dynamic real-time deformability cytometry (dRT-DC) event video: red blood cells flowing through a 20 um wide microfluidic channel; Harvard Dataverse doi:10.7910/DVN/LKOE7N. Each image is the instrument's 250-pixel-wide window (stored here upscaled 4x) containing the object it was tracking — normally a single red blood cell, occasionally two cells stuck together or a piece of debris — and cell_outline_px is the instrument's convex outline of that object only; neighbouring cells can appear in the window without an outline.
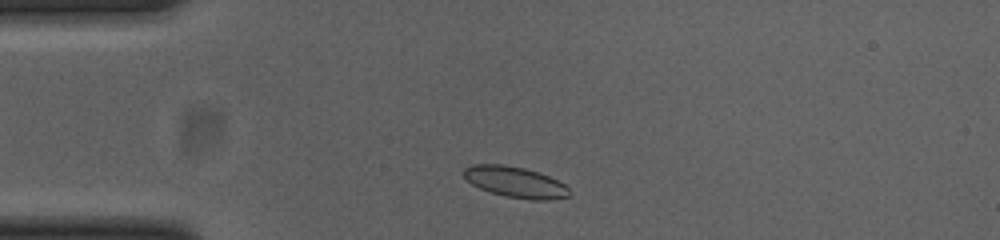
{"species": "common noctule bat (a hibernating species)", "species_latin": "Nyctalus noctula", "temperature_condition": "cold", "stored_images_in_passage": 43, "camera_frame_rate_fps": 3000, "um_per_image_px": 0.085, "animal": {"sex": "female", "body_mass_g": 23.0, "forearm_length_mm": 53.4}, "frame": {"image": 1, "passage_image": 3, "time_ms": 0.667, "image_size_px": [1000, 240], "cell_outline_px": [[572, 192], [568, 196], [548, 200], [532, 200], [508, 196], [492, 192], [480, 188], [472, 184], [460, 172], [464, 168], [472, 164], [504, 164], [524, 168], [548, 176], [564, 184]], "centroid_in_image_um": [43.77, 15.46], "position_along_channel_um": 41.2, "area_um2": 18.84}}
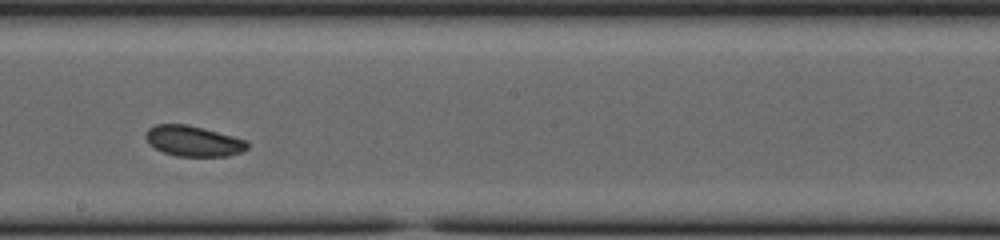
{"frame": {"image": 2, "passage_image": 20, "time_ms": 6.333, "image_size_px": [1000, 240], "cell_outline_px": [[248, 148], [240, 152], [228, 156], [176, 156], [164, 152], [148, 144], [144, 136], [148, 128], [156, 124], [188, 124], [204, 128], [248, 140]], "centroid_in_image_um": [16.42, 11.98], "position_along_channel_um": 231.8, "area_um2": 18.21}}
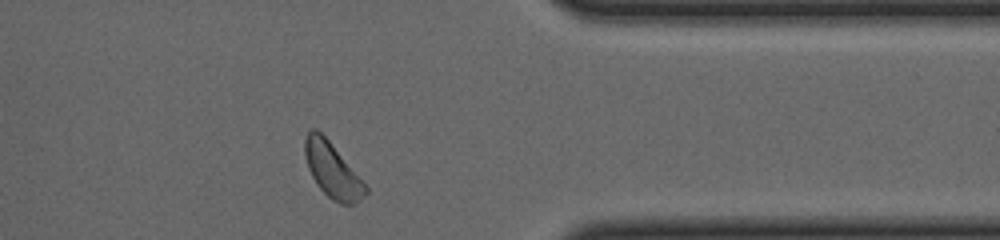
{"frame": {"image": 3, "passage_image": 33, "time_ms": 10.667, "image_size_px": [1000, 240], "cell_outline_px": [[368, 192], [360, 200], [352, 204], [340, 204], [332, 200], [316, 184], [308, 168], [304, 152], [304, 140], [308, 132], [312, 128], [316, 128], [328, 140], [368, 188]], "centroid_in_image_um": [28.22, 14.48], "position_along_channel_um": 383.2, "area_um2": 18.96}, "authors_computed_cell_mechanics": {"area_um2": 18.8428, "velocity_mm_per_s": 3.8096, "shape_relaxation_time_tau1_ms": 4.397, "shape_relaxation_time_tau2_ms": null, "deformation_change_tau1": 0.1046, "deformation_change_tau2": null}}